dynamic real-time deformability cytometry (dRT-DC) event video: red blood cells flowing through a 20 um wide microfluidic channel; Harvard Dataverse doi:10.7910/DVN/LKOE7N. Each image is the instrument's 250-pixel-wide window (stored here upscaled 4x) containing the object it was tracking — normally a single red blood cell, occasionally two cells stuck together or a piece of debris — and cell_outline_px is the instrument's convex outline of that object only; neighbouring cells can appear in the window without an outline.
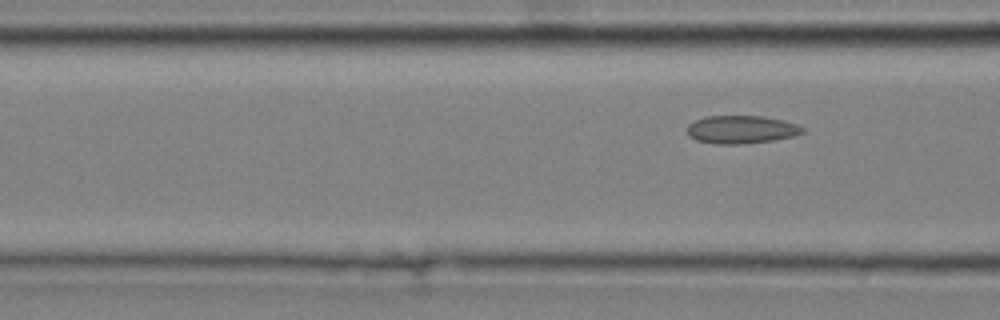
{"species": "common noctule bat (a hibernating species)", "species_latin": "Nyctalus noctula", "temperature_condition": "cold", "stored_images_in_passage": 5, "segment_of_instrument_passage": [2, 2], "camera_frame_rate_fps": 3000, "um_per_image_px": 0.085, "animal": {"sex": "male", "body_mass_g": 20.4}, "frame": {"image": 1, "passage_image": 5, "time_ms": 1.333, "image_size_px": [1000, 320], "cell_outline_px": [[804, 132], [792, 136], [772, 140], [744, 144], [716, 144], [696, 140], [688, 136], [688, 124], [696, 120], [708, 116], [760, 116], [784, 120], [796, 124], [804, 128]], "centroid_in_image_um": [63.0, 11.01], "position_along_channel_um": 103.6, "area_um2": 18.73}}